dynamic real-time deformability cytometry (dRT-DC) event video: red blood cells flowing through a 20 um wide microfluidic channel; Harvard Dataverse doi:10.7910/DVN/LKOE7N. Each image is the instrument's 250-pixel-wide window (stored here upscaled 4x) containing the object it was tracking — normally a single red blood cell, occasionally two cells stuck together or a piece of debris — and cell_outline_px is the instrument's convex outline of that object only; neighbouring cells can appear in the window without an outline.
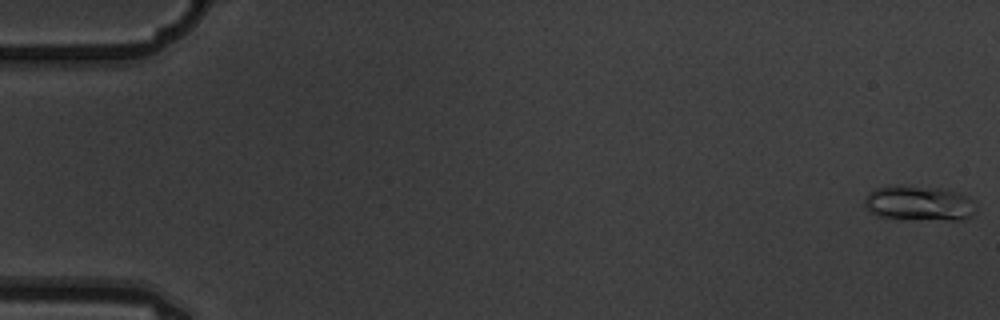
{"species": "common noctule bat (a hibernating species)", "species_latin": "Nyctalus noctula", "temperature_condition": "warm", "stored_images_in_passage": 6, "camera_frame_rate_fps": 3000, "um_per_image_px": 0.085, "animal": {"sex": "male", "body_mass_g": 19.5, "forearm_length_mm": 54.6}, "frame": {"image": 1, "passage_image": 1, "time_ms": 0.0, "image_size_px": [1000, 320], "cell_outline_px": [[976, 208], [972, 216], [968, 220], [952, 220], [876, 216], [864, 204], [864, 200], [868, 192], [876, 188], [888, 184], [904, 184], [944, 188], [960, 192], [972, 200]], "centroid_in_image_um": [78.14, 17.23], "position_along_channel_um": 6.9, "area_um2": 23.12}}
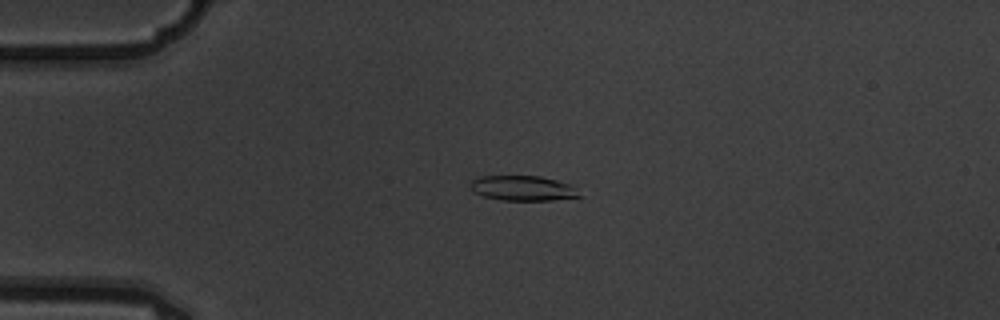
{"frame": {"image": 2, "passage_image": 4, "time_ms": 1.0, "image_size_px": [1000, 320], "cell_outline_px": [[584, 196], [552, 200], [500, 200], [484, 196], [472, 192], [468, 184], [472, 180], [480, 176], [540, 176], [572, 184]], "centroid_in_image_um": [44.45, 16.0], "position_along_channel_um": 40.6, "area_um2": 16.13}}